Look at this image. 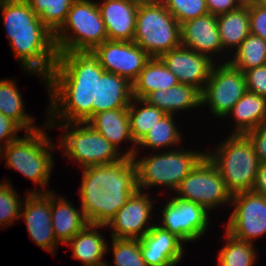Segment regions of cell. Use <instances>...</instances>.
<instances>
[{
    "label": "cell",
    "instance_id": "obj_1",
    "mask_svg": "<svg viewBox=\"0 0 266 266\" xmlns=\"http://www.w3.org/2000/svg\"><path fill=\"white\" fill-rule=\"evenodd\" d=\"M104 72L93 51L58 52L46 78L50 106L45 122L88 121L96 104V80Z\"/></svg>",
    "mask_w": 266,
    "mask_h": 266
},
{
    "label": "cell",
    "instance_id": "obj_2",
    "mask_svg": "<svg viewBox=\"0 0 266 266\" xmlns=\"http://www.w3.org/2000/svg\"><path fill=\"white\" fill-rule=\"evenodd\" d=\"M0 9L13 55L23 70L46 84L58 55L54 34L26 0H6Z\"/></svg>",
    "mask_w": 266,
    "mask_h": 266
},
{
    "label": "cell",
    "instance_id": "obj_3",
    "mask_svg": "<svg viewBox=\"0 0 266 266\" xmlns=\"http://www.w3.org/2000/svg\"><path fill=\"white\" fill-rule=\"evenodd\" d=\"M137 190L136 166L133 158L83 169L80 203L91 225H107L117 211Z\"/></svg>",
    "mask_w": 266,
    "mask_h": 266
},
{
    "label": "cell",
    "instance_id": "obj_4",
    "mask_svg": "<svg viewBox=\"0 0 266 266\" xmlns=\"http://www.w3.org/2000/svg\"><path fill=\"white\" fill-rule=\"evenodd\" d=\"M43 125L42 128L25 132L24 137L9 143L0 153V158L5 156L8 168L21 172L24 177L44 188L29 190L28 193L49 192L45 186L49 183L55 163L51 150L59 148L46 134V128L51 130V126L47 122Z\"/></svg>",
    "mask_w": 266,
    "mask_h": 266
},
{
    "label": "cell",
    "instance_id": "obj_5",
    "mask_svg": "<svg viewBox=\"0 0 266 266\" xmlns=\"http://www.w3.org/2000/svg\"><path fill=\"white\" fill-rule=\"evenodd\" d=\"M205 155L220 172L231 195L252 191L260 161L246 135L231 134Z\"/></svg>",
    "mask_w": 266,
    "mask_h": 266
},
{
    "label": "cell",
    "instance_id": "obj_6",
    "mask_svg": "<svg viewBox=\"0 0 266 266\" xmlns=\"http://www.w3.org/2000/svg\"><path fill=\"white\" fill-rule=\"evenodd\" d=\"M133 42L151 57L181 45L180 24L161 0H141Z\"/></svg>",
    "mask_w": 266,
    "mask_h": 266
},
{
    "label": "cell",
    "instance_id": "obj_7",
    "mask_svg": "<svg viewBox=\"0 0 266 266\" xmlns=\"http://www.w3.org/2000/svg\"><path fill=\"white\" fill-rule=\"evenodd\" d=\"M161 152L139 159L133 157L138 190L143 191L149 187L165 185V187L175 192L181 181L205 156L203 151L186 150L184 148L180 150L169 148L168 151Z\"/></svg>",
    "mask_w": 266,
    "mask_h": 266
},
{
    "label": "cell",
    "instance_id": "obj_8",
    "mask_svg": "<svg viewBox=\"0 0 266 266\" xmlns=\"http://www.w3.org/2000/svg\"><path fill=\"white\" fill-rule=\"evenodd\" d=\"M106 40L104 22L94 0H75L65 23L54 34L57 52L92 51Z\"/></svg>",
    "mask_w": 266,
    "mask_h": 266
},
{
    "label": "cell",
    "instance_id": "obj_9",
    "mask_svg": "<svg viewBox=\"0 0 266 266\" xmlns=\"http://www.w3.org/2000/svg\"><path fill=\"white\" fill-rule=\"evenodd\" d=\"M48 124L51 128L58 127L64 130L58 147L63 149V152L65 151L63 153L65 158L75 160V163H79L82 169L116 163L124 158L104 136L86 122Z\"/></svg>",
    "mask_w": 266,
    "mask_h": 266
},
{
    "label": "cell",
    "instance_id": "obj_10",
    "mask_svg": "<svg viewBox=\"0 0 266 266\" xmlns=\"http://www.w3.org/2000/svg\"><path fill=\"white\" fill-rule=\"evenodd\" d=\"M176 197L193 201L208 212L221 205L231 204L232 195L227 191L220 172L205 155L181 181Z\"/></svg>",
    "mask_w": 266,
    "mask_h": 266
},
{
    "label": "cell",
    "instance_id": "obj_11",
    "mask_svg": "<svg viewBox=\"0 0 266 266\" xmlns=\"http://www.w3.org/2000/svg\"><path fill=\"white\" fill-rule=\"evenodd\" d=\"M246 91L244 73L226 61L222 64L217 61L201 92V105H208L211 114L222 119L227 116Z\"/></svg>",
    "mask_w": 266,
    "mask_h": 266
},
{
    "label": "cell",
    "instance_id": "obj_12",
    "mask_svg": "<svg viewBox=\"0 0 266 266\" xmlns=\"http://www.w3.org/2000/svg\"><path fill=\"white\" fill-rule=\"evenodd\" d=\"M234 207L226 224V231L239 240L254 243L266 234V197L253 191L231 197Z\"/></svg>",
    "mask_w": 266,
    "mask_h": 266
},
{
    "label": "cell",
    "instance_id": "obj_13",
    "mask_svg": "<svg viewBox=\"0 0 266 266\" xmlns=\"http://www.w3.org/2000/svg\"><path fill=\"white\" fill-rule=\"evenodd\" d=\"M163 207L159 226L176 235L184 244L200 240L206 233L210 213L203 206L173 196Z\"/></svg>",
    "mask_w": 266,
    "mask_h": 266
},
{
    "label": "cell",
    "instance_id": "obj_14",
    "mask_svg": "<svg viewBox=\"0 0 266 266\" xmlns=\"http://www.w3.org/2000/svg\"><path fill=\"white\" fill-rule=\"evenodd\" d=\"M92 51L104 71L120 75L130 83L152 58L133 41L106 40Z\"/></svg>",
    "mask_w": 266,
    "mask_h": 266
},
{
    "label": "cell",
    "instance_id": "obj_15",
    "mask_svg": "<svg viewBox=\"0 0 266 266\" xmlns=\"http://www.w3.org/2000/svg\"><path fill=\"white\" fill-rule=\"evenodd\" d=\"M150 194L136 190L117 211L106 227L112 228L111 238H142L154 224L150 216L154 203Z\"/></svg>",
    "mask_w": 266,
    "mask_h": 266
},
{
    "label": "cell",
    "instance_id": "obj_16",
    "mask_svg": "<svg viewBox=\"0 0 266 266\" xmlns=\"http://www.w3.org/2000/svg\"><path fill=\"white\" fill-rule=\"evenodd\" d=\"M25 195L20 217H24L30 239L48 253L55 255L59 242L52 227L51 191Z\"/></svg>",
    "mask_w": 266,
    "mask_h": 266
},
{
    "label": "cell",
    "instance_id": "obj_17",
    "mask_svg": "<svg viewBox=\"0 0 266 266\" xmlns=\"http://www.w3.org/2000/svg\"><path fill=\"white\" fill-rule=\"evenodd\" d=\"M165 66L177 77L179 83L190 84L201 92L209 79L216 61L208 56L180 45L159 57Z\"/></svg>",
    "mask_w": 266,
    "mask_h": 266
},
{
    "label": "cell",
    "instance_id": "obj_18",
    "mask_svg": "<svg viewBox=\"0 0 266 266\" xmlns=\"http://www.w3.org/2000/svg\"><path fill=\"white\" fill-rule=\"evenodd\" d=\"M147 266H176L183 257V241L157 223L139 239Z\"/></svg>",
    "mask_w": 266,
    "mask_h": 266
},
{
    "label": "cell",
    "instance_id": "obj_19",
    "mask_svg": "<svg viewBox=\"0 0 266 266\" xmlns=\"http://www.w3.org/2000/svg\"><path fill=\"white\" fill-rule=\"evenodd\" d=\"M141 0H103L97 2L108 40L133 41Z\"/></svg>",
    "mask_w": 266,
    "mask_h": 266
},
{
    "label": "cell",
    "instance_id": "obj_20",
    "mask_svg": "<svg viewBox=\"0 0 266 266\" xmlns=\"http://www.w3.org/2000/svg\"><path fill=\"white\" fill-rule=\"evenodd\" d=\"M181 45L208 56L221 54L223 47L217 24V16L205 14L180 25Z\"/></svg>",
    "mask_w": 266,
    "mask_h": 266
},
{
    "label": "cell",
    "instance_id": "obj_21",
    "mask_svg": "<svg viewBox=\"0 0 266 266\" xmlns=\"http://www.w3.org/2000/svg\"><path fill=\"white\" fill-rule=\"evenodd\" d=\"M86 123L104 136L124 157H134L136 143L130 132L128 108H116L96 113ZM123 141L132 143L129 150L123 152L124 154L119 147Z\"/></svg>",
    "mask_w": 266,
    "mask_h": 266
},
{
    "label": "cell",
    "instance_id": "obj_22",
    "mask_svg": "<svg viewBox=\"0 0 266 266\" xmlns=\"http://www.w3.org/2000/svg\"><path fill=\"white\" fill-rule=\"evenodd\" d=\"M51 190V219L56 240L61 244L69 242L89 223L80 207L76 209L65 197H56Z\"/></svg>",
    "mask_w": 266,
    "mask_h": 266
},
{
    "label": "cell",
    "instance_id": "obj_23",
    "mask_svg": "<svg viewBox=\"0 0 266 266\" xmlns=\"http://www.w3.org/2000/svg\"><path fill=\"white\" fill-rule=\"evenodd\" d=\"M132 83L120 75L104 72L96 80V104L93 115L116 108H128L132 100Z\"/></svg>",
    "mask_w": 266,
    "mask_h": 266
},
{
    "label": "cell",
    "instance_id": "obj_24",
    "mask_svg": "<svg viewBox=\"0 0 266 266\" xmlns=\"http://www.w3.org/2000/svg\"><path fill=\"white\" fill-rule=\"evenodd\" d=\"M149 105L158 107L165 114L196 109L201 105V91L193 85L179 83L168 90L150 93L144 99Z\"/></svg>",
    "mask_w": 266,
    "mask_h": 266
},
{
    "label": "cell",
    "instance_id": "obj_25",
    "mask_svg": "<svg viewBox=\"0 0 266 266\" xmlns=\"http://www.w3.org/2000/svg\"><path fill=\"white\" fill-rule=\"evenodd\" d=\"M233 116L234 130L231 134L245 135L266 124V97L246 91L235 103L226 117Z\"/></svg>",
    "mask_w": 266,
    "mask_h": 266
},
{
    "label": "cell",
    "instance_id": "obj_26",
    "mask_svg": "<svg viewBox=\"0 0 266 266\" xmlns=\"http://www.w3.org/2000/svg\"><path fill=\"white\" fill-rule=\"evenodd\" d=\"M106 225L88 224L81 232L76 234L66 244L73 250L72 257L82 261V266H94L104 263V254L107 252V242L104 240L99 228Z\"/></svg>",
    "mask_w": 266,
    "mask_h": 266
},
{
    "label": "cell",
    "instance_id": "obj_27",
    "mask_svg": "<svg viewBox=\"0 0 266 266\" xmlns=\"http://www.w3.org/2000/svg\"><path fill=\"white\" fill-rule=\"evenodd\" d=\"M179 84L177 77L165 66L159 57H152L132 83V96L145 99L150 93L168 90Z\"/></svg>",
    "mask_w": 266,
    "mask_h": 266
},
{
    "label": "cell",
    "instance_id": "obj_28",
    "mask_svg": "<svg viewBox=\"0 0 266 266\" xmlns=\"http://www.w3.org/2000/svg\"><path fill=\"white\" fill-rule=\"evenodd\" d=\"M217 24L223 51L227 53L231 49L232 52L250 34L249 6H239L231 12L218 15Z\"/></svg>",
    "mask_w": 266,
    "mask_h": 266
},
{
    "label": "cell",
    "instance_id": "obj_29",
    "mask_svg": "<svg viewBox=\"0 0 266 266\" xmlns=\"http://www.w3.org/2000/svg\"><path fill=\"white\" fill-rule=\"evenodd\" d=\"M23 103L16 81L0 79V112L15 121L25 132L40 128L36 127L34 118L26 113Z\"/></svg>",
    "mask_w": 266,
    "mask_h": 266
},
{
    "label": "cell",
    "instance_id": "obj_30",
    "mask_svg": "<svg viewBox=\"0 0 266 266\" xmlns=\"http://www.w3.org/2000/svg\"><path fill=\"white\" fill-rule=\"evenodd\" d=\"M165 115L158 107L149 105L143 99L133 97L128 106V116L130 132L134 142L137 144Z\"/></svg>",
    "mask_w": 266,
    "mask_h": 266
},
{
    "label": "cell",
    "instance_id": "obj_31",
    "mask_svg": "<svg viewBox=\"0 0 266 266\" xmlns=\"http://www.w3.org/2000/svg\"><path fill=\"white\" fill-rule=\"evenodd\" d=\"M181 136L178 127L175 125L174 115L166 114L136 144L137 148L134 157L138 156V148H140V146L158 151L162 148H164V150L165 148L168 149V147L174 145H177L178 148V143L180 144L182 140Z\"/></svg>",
    "mask_w": 266,
    "mask_h": 266
},
{
    "label": "cell",
    "instance_id": "obj_32",
    "mask_svg": "<svg viewBox=\"0 0 266 266\" xmlns=\"http://www.w3.org/2000/svg\"><path fill=\"white\" fill-rule=\"evenodd\" d=\"M232 59H228L230 65L243 73L251 68L266 65V40L249 34L234 50Z\"/></svg>",
    "mask_w": 266,
    "mask_h": 266
},
{
    "label": "cell",
    "instance_id": "obj_33",
    "mask_svg": "<svg viewBox=\"0 0 266 266\" xmlns=\"http://www.w3.org/2000/svg\"><path fill=\"white\" fill-rule=\"evenodd\" d=\"M225 245L218 254V266H252L257 254L255 245L239 240L225 230ZM254 245V246H253Z\"/></svg>",
    "mask_w": 266,
    "mask_h": 266
},
{
    "label": "cell",
    "instance_id": "obj_34",
    "mask_svg": "<svg viewBox=\"0 0 266 266\" xmlns=\"http://www.w3.org/2000/svg\"><path fill=\"white\" fill-rule=\"evenodd\" d=\"M43 24L55 34L65 23L75 0H26Z\"/></svg>",
    "mask_w": 266,
    "mask_h": 266
},
{
    "label": "cell",
    "instance_id": "obj_35",
    "mask_svg": "<svg viewBox=\"0 0 266 266\" xmlns=\"http://www.w3.org/2000/svg\"><path fill=\"white\" fill-rule=\"evenodd\" d=\"M108 248L113 252V266H147L141 254L139 239L112 238V246H107V253Z\"/></svg>",
    "mask_w": 266,
    "mask_h": 266
},
{
    "label": "cell",
    "instance_id": "obj_36",
    "mask_svg": "<svg viewBox=\"0 0 266 266\" xmlns=\"http://www.w3.org/2000/svg\"><path fill=\"white\" fill-rule=\"evenodd\" d=\"M7 180L0 182V228L14 225L20 219L22 199Z\"/></svg>",
    "mask_w": 266,
    "mask_h": 266
},
{
    "label": "cell",
    "instance_id": "obj_37",
    "mask_svg": "<svg viewBox=\"0 0 266 266\" xmlns=\"http://www.w3.org/2000/svg\"><path fill=\"white\" fill-rule=\"evenodd\" d=\"M166 9L182 23L208 14L206 0H161Z\"/></svg>",
    "mask_w": 266,
    "mask_h": 266
},
{
    "label": "cell",
    "instance_id": "obj_38",
    "mask_svg": "<svg viewBox=\"0 0 266 266\" xmlns=\"http://www.w3.org/2000/svg\"><path fill=\"white\" fill-rule=\"evenodd\" d=\"M244 75L247 91L266 97V65L246 70Z\"/></svg>",
    "mask_w": 266,
    "mask_h": 266
},
{
    "label": "cell",
    "instance_id": "obj_39",
    "mask_svg": "<svg viewBox=\"0 0 266 266\" xmlns=\"http://www.w3.org/2000/svg\"><path fill=\"white\" fill-rule=\"evenodd\" d=\"M250 34L266 40V6L256 3L249 6Z\"/></svg>",
    "mask_w": 266,
    "mask_h": 266
},
{
    "label": "cell",
    "instance_id": "obj_40",
    "mask_svg": "<svg viewBox=\"0 0 266 266\" xmlns=\"http://www.w3.org/2000/svg\"><path fill=\"white\" fill-rule=\"evenodd\" d=\"M21 130L23 131L15 121L0 112V153L9 143L19 138L17 133Z\"/></svg>",
    "mask_w": 266,
    "mask_h": 266
},
{
    "label": "cell",
    "instance_id": "obj_41",
    "mask_svg": "<svg viewBox=\"0 0 266 266\" xmlns=\"http://www.w3.org/2000/svg\"><path fill=\"white\" fill-rule=\"evenodd\" d=\"M251 141L260 163H266V124L245 134Z\"/></svg>",
    "mask_w": 266,
    "mask_h": 266
},
{
    "label": "cell",
    "instance_id": "obj_42",
    "mask_svg": "<svg viewBox=\"0 0 266 266\" xmlns=\"http://www.w3.org/2000/svg\"><path fill=\"white\" fill-rule=\"evenodd\" d=\"M209 14L218 16L237 9L240 4L237 0H206Z\"/></svg>",
    "mask_w": 266,
    "mask_h": 266
},
{
    "label": "cell",
    "instance_id": "obj_43",
    "mask_svg": "<svg viewBox=\"0 0 266 266\" xmlns=\"http://www.w3.org/2000/svg\"><path fill=\"white\" fill-rule=\"evenodd\" d=\"M252 191L266 197V163H260Z\"/></svg>",
    "mask_w": 266,
    "mask_h": 266
},
{
    "label": "cell",
    "instance_id": "obj_44",
    "mask_svg": "<svg viewBox=\"0 0 266 266\" xmlns=\"http://www.w3.org/2000/svg\"><path fill=\"white\" fill-rule=\"evenodd\" d=\"M240 6H250L258 3V0H237Z\"/></svg>",
    "mask_w": 266,
    "mask_h": 266
},
{
    "label": "cell",
    "instance_id": "obj_45",
    "mask_svg": "<svg viewBox=\"0 0 266 266\" xmlns=\"http://www.w3.org/2000/svg\"><path fill=\"white\" fill-rule=\"evenodd\" d=\"M258 3L261 5L266 6V0H258Z\"/></svg>",
    "mask_w": 266,
    "mask_h": 266
},
{
    "label": "cell",
    "instance_id": "obj_46",
    "mask_svg": "<svg viewBox=\"0 0 266 266\" xmlns=\"http://www.w3.org/2000/svg\"><path fill=\"white\" fill-rule=\"evenodd\" d=\"M94 266H108V263L107 262H104V263H102L100 265H94Z\"/></svg>",
    "mask_w": 266,
    "mask_h": 266
},
{
    "label": "cell",
    "instance_id": "obj_47",
    "mask_svg": "<svg viewBox=\"0 0 266 266\" xmlns=\"http://www.w3.org/2000/svg\"><path fill=\"white\" fill-rule=\"evenodd\" d=\"M6 0H0V7L5 3Z\"/></svg>",
    "mask_w": 266,
    "mask_h": 266
}]
</instances>
